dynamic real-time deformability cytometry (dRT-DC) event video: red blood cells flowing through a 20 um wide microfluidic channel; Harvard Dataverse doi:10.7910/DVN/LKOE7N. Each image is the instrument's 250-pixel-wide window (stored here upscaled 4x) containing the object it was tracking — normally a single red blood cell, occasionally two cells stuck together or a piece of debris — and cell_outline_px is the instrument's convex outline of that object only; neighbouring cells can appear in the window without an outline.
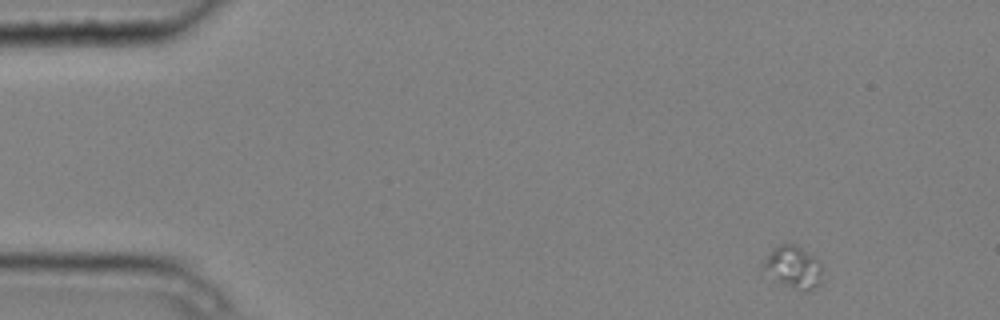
{"species": "common noctule bat (a hibernating species)", "species_latin": "Nyctalus noctula", "temperature_condition": "cold", "stored_images_in_passage": 5, "camera_frame_rate_fps": 3000, "um_per_image_px": 0.085, "animal": {"sex": "male", "body_mass_g": 20.4}, "frame": {"image": 1, "passage_image": 1, "time_ms": 0.0, "image_size_px": [1000, 320], "cell_outline_px": [[824, 268], [820, 284], [808, 292], [804, 292], [780, 284], [760, 268], [760, 264], [772, 248], [780, 244], [792, 244], [816, 256], [820, 260]], "centroid_in_image_um": [67.44, 22.73], "position_along_channel_um": 17.6, "area_um2": 15.2}}
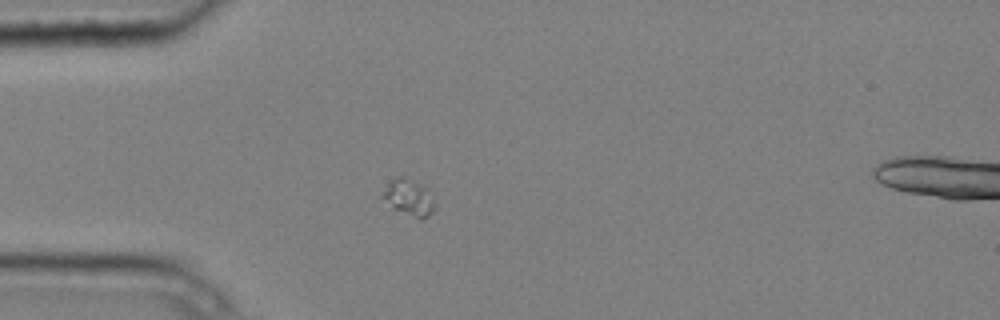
{"frame": {"image": 2, "passage_image": 4, "time_ms": 1.0, "image_size_px": [1000, 320], "cell_outline_px": [[436, 208], [428, 216], [420, 220], [392, 208], [380, 196], [388, 184], [392, 180], [400, 176], [404, 176], [424, 188], [436, 200]], "centroid_in_image_um": [34.77, 16.84], "position_along_channel_um": 50.2, "area_um2": 10.92}}